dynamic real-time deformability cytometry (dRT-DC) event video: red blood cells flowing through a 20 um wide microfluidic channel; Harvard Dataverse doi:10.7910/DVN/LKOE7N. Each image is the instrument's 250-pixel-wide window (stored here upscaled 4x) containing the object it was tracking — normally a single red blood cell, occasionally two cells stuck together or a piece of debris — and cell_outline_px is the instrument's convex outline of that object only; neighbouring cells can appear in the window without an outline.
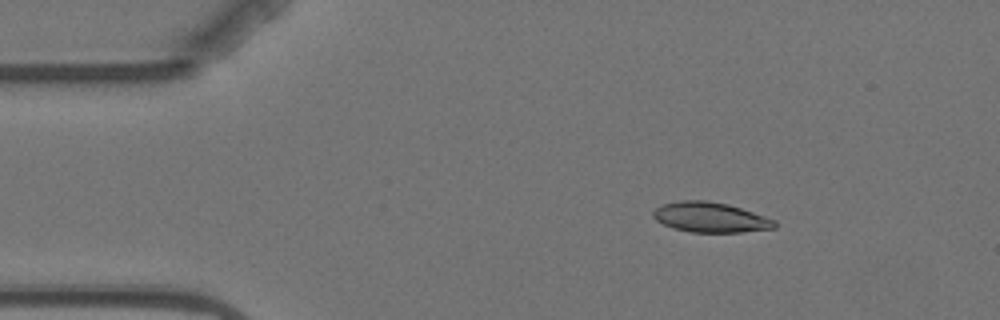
{"species": "Egyptian fruit bat (a non-hibernating species)", "species_latin": "Rousettus aegyptiacus", "temperature_condition": "warm", "stored_images_in_passage": 4, "camera_frame_rate_fps": 3000, "um_per_image_px": 0.085, "animal": {"sex": "female"}, "frame": {"image": 1, "passage_image": 2, "time_ms": 1.333, "image_size_px": [1000, 320], "cell_outline_px": [[776, 228], [740, 232], [692, 232], [672, 228], [656, 220], [652, 216], [652, 212], [656, 208], [664, 204], [680, 200], [704, 200], [728, 204], [776, 220]], "centroid_in_image_um": [60.37, 18.47], "position_along_channel_um": 24.6, "area_um2": 21.15}}